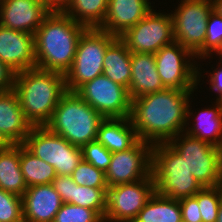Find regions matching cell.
Masks as SVG:
<instances>
[{"label": "cell", "mask_w": 222, "mask_h": 222, "mask_svg": "<svg viewBox=\"0 0 222 222\" xmlns=\"http://www.w3.org/2000/svg\"><path fill=\"white\" fill-rule=\"evenodd\" d=\"M192 92L164 89L132 99L130 119L139 140L152 145L168 143L184 132L194 116L189 109Z\"/></svg>", "instance_id": "obj_1"}, {"label": "cell", "mask_w": 222, "mask_h": 222, "mask_svg": "<svg viewBox=\"0 0 222 222\" xmlns=\"http://www.w3.org/2000/svg\"><path fill=\"white\" fill-rule=\"evenodd\" d=\"M86 29L63 11H51L34 34L36 68L65 75Z\"/></svg>", "instance_id": "obj_2"}, {"label": "cell", "mask_w": 222, "mask_h": 222, "mask_svg": "<svg viewBox=\"0 0 222 222\" xmlns=\"http://www.w3.org/2000/svg\"><path fill=\"white\" fill-rule=\"evenodd\" d=\"M13 89L32 126H45L67 92L64 74L39 68L15 73Z\"/></svg>", "instance_id": "obj_3"}, {"label": "cell", "mask_w": 222, "mask_h": 222, "mask_svg": "<svg viewBox=\"0 0 222 222\" xmlns=\"http://www.w3.org/2000/svg\"><path fill=\"white\" fill-rule=\"evenodd\" d=\"M104 119L76 92L67 91L45 126L70 144L82 148L87 143L96 141L99 125Z\"/></svg>", "instance_id": "obj_4"}, {"label": "cell", "mask_w": 222, "mask_h": 222, "mask_svg": "<svg viewBox=\"0 0 222 222\" xmlns=\"http://www.w3.org/2000/svg\"><path fill=\"white\" fill-rule=\"evenodd\" d=\"M151 173L155 192L168 198L191 197L203 188L185 160L168 143L153 145Z\"/></svg>", "instance_id": "obj_5"}, {"label": "cell", "mask_w": 222, "mask_h": 222, "mask_svg": "<svg viewBox=\"0 0 222 222\" xmlns=\"http://www.w3.org/2000/svg\"><path fill=\"white\" fill-rule=\"evenodd\" d=\"M116 38L98 28H89L83 32L72 65L65 73L67 91L75 92L85 82L103 74L106 49Z\"/></svg>", "instance_id": "obj_6"}, {"label": "cell", "mask_w": 222, "mask_h": 222, "mask_svg": "<svg viewBox=\"0 0 222 222\" xmlns=\"http://www.w3.org/2000/svg\"><path fill=\"white\" fill-rule=\"evenodd\" d=\"M183 133L168 144L185 160L188 170L202 187L222 185V149Z\"/></svg>", "instance_id": "obj_7"}, {"label": "cell", "mask_w": 222, "mask_h": 222, "mask_svg": "<svg viewBox=\"0 0 222 222\" xmlns=\"http://www.w3.org/2000/svg\"><path fill=\"white\" fill-rule=\"evenodd\" d=\"M22 145L33 155L53 166L56 175L71 176L83 160L80 147L70 144L46 126H33Z\"/></svg>", "instance_id": "obj_8"}, {"label": "cell", "mask_w": 222, "mask_h": 222, "mask_svg": "<svg viewBox=\"0 0 222 222\" xmlns=\"http://www.w3.org/2000/svg\"><path fill=\"white\" fill-rule=\"evenodd\" d=\"M156 69L166 89L194 91L200 82L202 72L195 65V55L181 44L173 43L163 46L154 54ZM189 58V59H188ZM191 58V59H190ZM194 63V64H193Z\"/></svg>", "instance_id": "obj_9"}, {"label": "cell", "mask_w": 222, "mask_h": 222, "mask_svg": "<svg viewBox=\"0 0 222 222\" xmlns=\"http://www.w3.org/2000/svg\"><path fill=\"white\" fill-rule=\"evenodd\" d=\"M172 14L174 39L195 57H204V41L211 0H181Z\"/></svg>", "instance_id": "obj_10"}, {"label": "cell", "mask_w": 222, "mask_h": 222, "mask_svg": "<svg viewBox=\"0 0 222 222\" xmlns=\"http://www.w3.org/2000/svg\"><path fill=\"white\" fill-rule=\"evenodd\" d=\"M119 38L130 52L155 54L175 41L172 13H157L152 9Z\"/></svg>", "instance_id": "obj_11"}, {"label": "cell", "mask_w": 222, "mask_h": 222, "mask_svg": "<svg viewBox=\"0 0 222 222\" xmlns=\"http://www.w3.org/2000/svg\"><path fill=\"white\" fill-rule=\"evenodd\" d=\"M154 193L152 173L136 182L108 187L104 222H133Z\"/></svg>", "instance_id": "obj_12"}, {"label": "cell", "mask_w": 222, "mask_h": 222, "mask_svg": "<svg viewBox=\"0 0 222 222\" xmlns=\"http://www.w3.org/2000/svg\"><path fill=\"white\" fill-rule=\"evenodd\" d=\"M75 92L104 118L130 117L132 99L128 89L104 74L85 82Z\"/></svg>", "instance_id": "obj_13"}, {"label": "cell", "mask_w": 222, "mask_h": 222, "mask_svg": "<svg viewBox=\"0 0 222 222\" xmlns=\"http://www.w3.org/2000/svg\"><path fill=\"white\" fill-rule=\"evenodd\" d=\"M151 143L139 140L126 151L112 153L111 162L105 172L106 184L113 187L147 178L152 167Z\"/></svg>", "instance_id": "obj_14"}, {"label": "cell", "mask_w": 222, "mask_h": 222, "mask_svg": "<svg viewBox=\"0 0 222 222\" xmlns=\"http://www.w3.org/2000/svg\"><path fill=\"white\" fill-rule=\"evenodd\" d=\"M50 12L41 0H0V25L34 35Z\"/></svg>", "instance_id": "obj_15"}, {"label": "cell", "mask_w": 222, "mask_h": 222, "mask_svg": "<svg viewBox=\"0 0 222 222\" xmlns=\"http://www.w3.org/2000/svg\"><path fill=\"white\" fill-rule=\"evenodd\" d=\"M0 61L15 73L36 68L34 35L0 25Z\"/></svg>", "instance_id": "obj_16"}, {"label": "cell", "mask_w": 222, "mask_h": 222, "mask_svg": "<svg viewBox=\"0 0 222 222\" xmlns=\"http://www.w3.org/2000/svg\"><path fill=\"white\" fill-rule=\"evenodd\" d=\"M63 202L51 184L28 187L22 196L24 222H53Z\"/></svg>", "instance_id": "obj_17"}, {"label": "cell", "mask_w": 222, "mask_h": 222, "mask_svg": "<svg viewBox=\"0 0 222 222\" xmlns=\"http://www.w3.org/2000/svg\"><path fill=\"white\" fill-rule=\"evenodd\" d=\"M151 10L149 0H109L106 17L98 29L120 37Z\"/></svg>", "instance_id": "obj_18"}, {"label": "cell", "mask_w": 222, "mask_h": 222, "mask_svg": "<svg viewBox=\"0 0 222 222\" xmlns=\"http://www.w3.org/2000/svg\"><path fill=\"white\" fill-rule=\"evenodd\" d=\"M32 124L26 119L14 89L0 92V132L12 144L24 143Z\"/></svg>", "instance_id": "obj_19"}, {"label": "cell", "mask_w": 222, "mask_h": 222, "mask_svg": "<svg viewBox=\"0 0 222 222\" xmlns=\"http://www.w3.org/2000/svg\"><path fill=\"white\" fill-rule=\"evenodd\" d=\"M166 89L156 69L152 53L131 52V81L128 92L131 99Z\"/></svg>", "instance_id": "obj_20"}, {"label": "cell", "mask_w": 222, "mask_h": 222, "mask_svg": "<svg viewBox=\"0 0 222 222\" xmlns=\"http://www.w3.org/2000/svg\"><path fill=\"white\" fill-rule=\"evenodd\" d=\"M96 141L114 153L130 149L139 138L130 117L105 118L99 125Z\"/></svg>", "instance_id": "obj_21"}, {"label": "cell", "mask_w": 222, "mask_h": 222, "mask_svg": "<svg viewBox=\"0 0 222 222\" xmlns=\"http://www.w3.org/2000/svg\"><path fill=\"white\" fill-rule=\"evenodd\" d=\"M103 74L115 83L129 88L131 81V52L117 37L106 49L103 60Z\"/></svg>", "instance_id": "obj_22"}, {"label": "cell", "mask_w": 222, "mask_h": 222, "mask_svg": "<svg viewBox=\"0 0 222 222\" xmlns=\"http://www.w3.org/2000/svg\"><path fill=\"white\" fill-rule=\"evenodd\" d=\"M215 103L213 109L208 107L198 112L196 122L186 126L184 132L222 149V101L216 99Z\"/></svg>", "instance_id": "obj_23"}, {"label": "cell", "mask_w": 222, "mask_h": 222, "mask_svg": "<svg viewBox=\"0 0 222 222\" xmlns=\"http://www.w3.org/2000/svg\"><path fill=\"white\" fill-rule=\"evenodd\" d=\"M20 167V145L0 151V189L23 196L27 189Z\"/></svg>", "instance_id": "obj_24"}, {"label": "cell", "mask_w": 222, "mask_h": 222, "mask_svg": "<svg viewBox=\"0 0 222 222\" xmlns=\"http://www.w3.org/2000/svg\"><path fill=\"white\" fill-rule=\"evenodd\" d=\"M179 200L154 193L133 222H181Z\"/></svg>", "instance_id": "obj_25"}, {"label": "cell", "mask_w": 222, "mask_h": 222, "mask_svg": "<svg viewBox=\"0 0 222 222\" xmlns=\"http://www.w3.org/2000/svg\"><path fill=\"white\" fill-rule=\"evenodd\" d=\"M109 0H69L62 10L87 29L99 28L106 17Z\"/></svg>", "instance_id": "obj_26"}, {"label": "cell", "mask_w": 222, "mask_h": 222, "mask_svg": "<svg viewBox=\"0 0 222 222\" xmlns=\"http://www.w3.org/2000/svg\"><path fill=\"white\" fill-rule=\"evenodd\" d=\"M20 167L27 187L51 184L57 176L50 164L39 159L20 144Z\"/></svg>", "instance_id": "obj_27"}, {"label": "cell", "mask_w": 222, "mask_h": 222, "mask_svg": "<svg viewBox=\"0 0 222 222\" xmlns=\"http://www.w3.org/2000/svg\"><path fill=\"white\" fill-rule=\"evenodd\" d=\"M108 188H94L78 185L73 181L71 203L94 210L102 219L106 211V198Z\"/></svg>", "instance_id": "obj_28"}, {"label": "cell", "mask_w": 222, "mask_h": 222, "mask_svg": "<svg viewBox=\"0 0 222 222\" xmlns=\"http://www.w3.org/2000/svg\"><path fill=\"white\" fill-rule=\"evenodd\" d=\"M194 197L198 201L202 222H216L222 199V185L203 187Z\"/></svg>", "instance_id": "obj_29"}, {"label": "cell", "mask_w": 222, "mask_h": 222, "mask_svg": "<svg viewBox=\"0 0 222 222\" xmlns=\"http://www.w3.org/2000/svg\"><path fill=\"white\" fill-rule=\"evenodd\" d=\"M71 176L73 181L78 185L108 188L105 173L84 160L78 164Z\"/></svg>", "instance_id": "obj_30"}, {"label": "cell", "mask_w": 222, "mask_h": 222, "mask_svg": "<svg viewBox=\"0 0 222 222\" xmlns=\"http://www.w3.org/2000/svg\"><path fill=\"white\" fill-rule=\"evenodd\" d=\"M53 222H104L92 209L63 203Z\"/></svg>", "instance_id": "obj_31"}, {"label": "cell", "mask_w": 222, "mask_h": 222, "mask_svg": "<svg viewBox=\"0 0 222 222\" xmlns=\"http://www.w3.org/2000/svg\"><path fill=\"white\" fill-rule=\"evenodd\" d=\"M222 48V16L212 11L209 14L206 25V38L204 41V57H211Z\"/></svg>", "instance_id": "obj_32"}, {"label": "cell", "mask_w": 222, "mask_h": 222, "mask_svg": "<svg viewBox=\"0 0 222 222\" xmlns=\"http://www.w3.org/2000/svg\"><path fill=\"white\" fill-rule=\"evenodd\" d=\"M0 222H24L22 197L0 189Z\"/></svg>", "instance_id": "obj_33"}, {"label": "cell", "mask_w": 222, "mask_h": 222, "mask_svg": "<svg viewBox=\"0 0 222 222\" xmlns=\"http://www.w3.org/2000/svg\"><path fill=\"white\" fill-rule=\"evenodd\" d=\"M82 157L86 162L103 171H107L111 162L112 153L97 141L89 142L82 148Z\"/></svg>", "instance_id": "obj_34"}, {"label": "cell", "mask_w": 222, "mask_h": 222, "mask_svg": "<svg viewBox=\"0 0 222 222\" xmlns=\"http://www.w3.org/2000/svg\"><path fill=\"white\" fill-rule=\"evenodd\" d=\"M183 222H202L198 201L194 196L179 200Z\"/></svg>", "instance_id": "obj_35"}, {"label": "cell", "mask_w": 222, "mask_h": 222, "mask_svg": "<svg viewBox=\"0 0 222 222\" xmlns=\"http://www.w3.org/2000/svg\"><path fill=\"white\" fill-rule=\"evenodd\" d=\"M51 185L59 193L63 203H71L73 179L68 175H57Z\"/></svg>", "instance_id": "obj_36"}, {"label": "cell", "mask_w": 222, "mask_h": 222, "mask_svg": "<svg viewBox=\"0 0 222 222\" xmlns=\"http://www.w3.org/2000/svg\"><path fill=\"white\" fill-rule=\"evenodd\" d=\"M15 72L0 61V92H6L14 88Z\"/></svg>", "instance_id": "obj_37"}, {"label": "cell", "mask_w": 222, "mask_h": 222, "mask_svg": "<svg viewBox=\"0 0 222 222\" xmlns=\"http://www.w3.org/2000/svg\"><path fill=\"white\" fill-rule=\"evenodd\" d=\"M222 66V65H220ZM213 72V73H212ZM210 72V89L217 92L218 97L217 100L222 101V67H218Z\"/></svg>", "instance_id": "obj_38"}, {"label": "cell", "mask_w": 222, "mask_h": 222, "mask_svg": "<svg viewBox=\"0 0 222 222\" xmlns=\"http://www.w3.org/2000/svg\"><path fill=\"white\" fill-rule=\"evenodd\" d=\"M51 11H62L69 0H41Z\"/></svg>", "instance_id": "obj_39"}, {"label": "cell", "mask_w": 222, "mask_h": 222, "mask_svg": "<svg viewBox=\"0 0 222 222\" xmlns=\"http://www.w3.org/2000/svg\"><path fill=\"white\" fill-rule=\"evenodd\" d=\"M212 11L222 16V0H211Z\"/></svg>", "instance_id": "obj_40"}, {"label": "cell", "mask_w": 222, "mask_h": 222, "mask_svg": "<svg viewBox=\"0 0 222 222\" xmlns=\"http://www.w3.org/2000/svg\"><path fill=\"white\" fill-rule=\"evenodd\" d=\"M12 144L0 132V151L8 149Z\"/></svg>", "instance_id": "obj_41"}, {"label": "cell", "mask_w": 222, "mask_h": 222, "mask_svg": "<svg viewBox=\"0 0 222 222\" xmlns=\"http://www.w3.org/2000/svg\"><path fill=\"white\" fill-rule=\"evenodd\" d=\"M216 222H222V199L220 202V207H219V211H218V216H217V221Z\"/></svg>", "instance_id": "obj_42"}, {"label": "cell", "mask_w": 222, "mask_h": 222, "mask_svg": "<svg viewBox=\"0 0 222 222\" xmlns=\"http://www.w3.org/2000/svg\"><path fill=\"white\" fill-rule=\"evenodd\" d=\"M217 54L221 57L220 58V63L222 64V48L217 52Z\"/></svg>", "instance_id": "obj_43"}]
</instances>
